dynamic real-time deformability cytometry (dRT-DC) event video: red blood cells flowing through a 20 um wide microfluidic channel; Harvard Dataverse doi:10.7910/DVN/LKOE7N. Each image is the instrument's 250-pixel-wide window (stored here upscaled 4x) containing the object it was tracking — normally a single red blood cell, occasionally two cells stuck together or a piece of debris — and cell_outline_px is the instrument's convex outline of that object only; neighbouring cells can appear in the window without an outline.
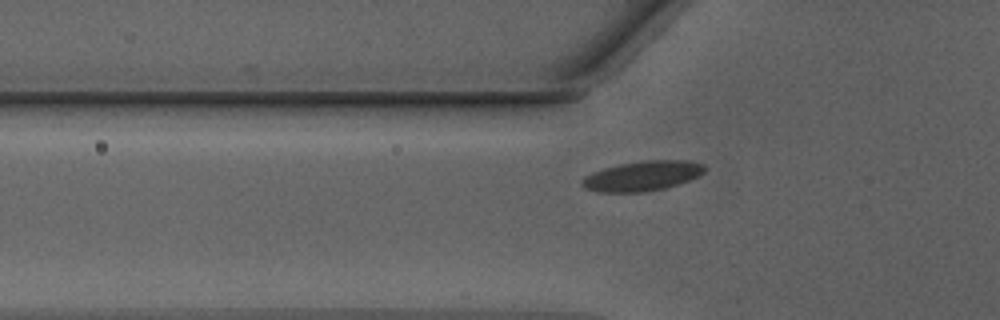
{"species": "Egyptian fruit bat (a non-hibernating species)", "species_latin": "Rousettus aegyptiacus", "temperature_condition": "warm", "stored_images_in_passage": 38, "camera_frame_rate_fps": 3000, "um_per_image_px": 0.085, "animal": {"sex": "male"}, "frame": {"image": 1, "passage_image": 9, "time_ms": 2.667, "image_size_px": [1000, 320], "cell_outline_px": [[708, 168], [700, 176], [664, 188], [644, 192], [600, 192], [584, 188], [580, 184], [580, 180], [584, 176], [592, 172], [604, 168], [620, 164], [644, 160], [688, 160], [704, 164]], "centroid_in_image_um": [54.6, 14.95], "position_along_channel_um": 71.2, "area_um2": 21.5}}
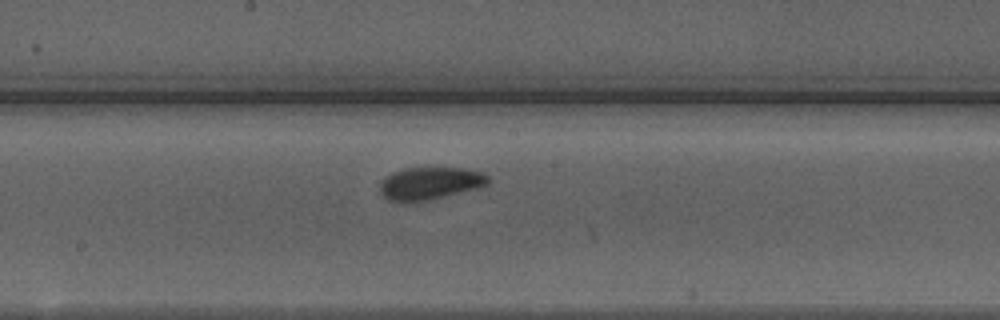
{"frame": {"image": 2, "passage_image": 19, "time_ms": 6.0, "image_size_px": [1000, 320], "cell_outline_px": [[492, 180], [488, 184], [480, 188], [444, 196], [404, 204], [388, 200], [380, 192], [380, 180], [384, 176], [392, 172], [404, 168], [464, 168], [484, 172]], "centroid_in_image_um": [36.54, 15.58], "position_along_channel_um": 211.7, "area_um2": 20.92}}
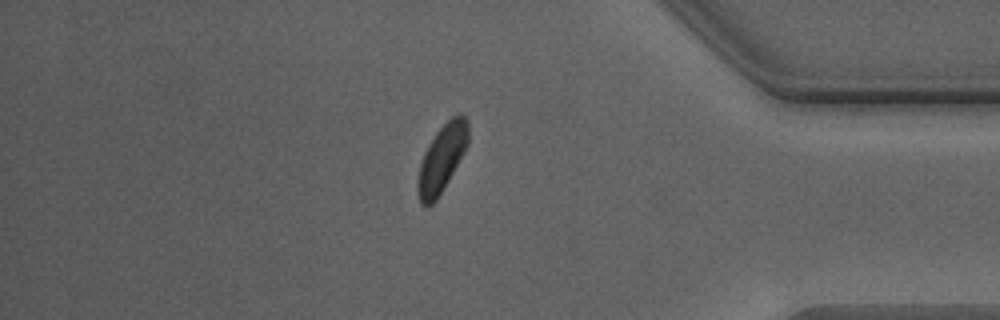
{"frame": {"image": 3, "passage_image": 34, "time_ms": 11.0, "image_size_px": [1000, 320], "cell_outline_px": [[468, 144], [464, 152], [448, 180], [436, 200], [428, 208], [424, 208], [420, 204], [416, 188], [416, 184], [420, 164], [424, 152], [428, 144], [436, 132], [452, 116], [460, 112], [464, 116], [468, 124]], "centroid_in_image_um": [37.52, 13.5], "position_along_channel_um": 397.7, "area_um2": 19.83}, "authors_computed_cell_mechanics": {"area_um2": 20.23, "velocity_mm_per_s": 4.2354, "shape_relaxation_time_tau1_ms": 2.2459, "shape_relaxation_time_tau2_ms": 1.6913, "deformation_change_tau1": 0.0892, "deformation_change_tau2": 0.0597}}